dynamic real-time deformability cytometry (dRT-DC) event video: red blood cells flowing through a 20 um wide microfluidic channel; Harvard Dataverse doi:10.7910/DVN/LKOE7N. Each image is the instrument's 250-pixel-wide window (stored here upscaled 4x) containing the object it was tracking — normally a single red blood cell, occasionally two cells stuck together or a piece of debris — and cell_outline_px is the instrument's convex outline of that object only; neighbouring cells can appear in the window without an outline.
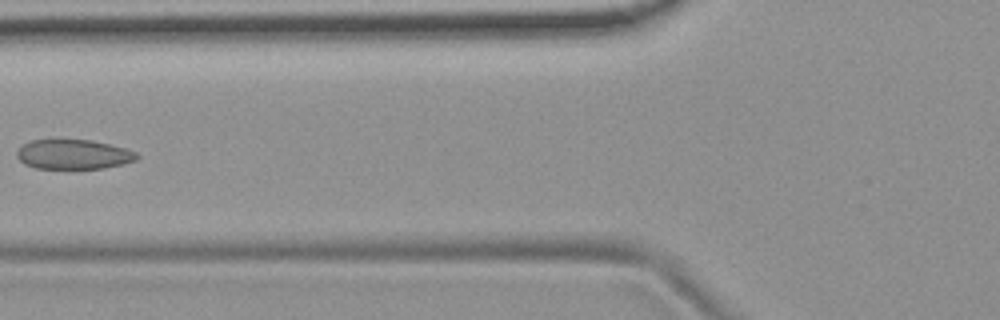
{"species": "common noctule bat (a hibernating species)", "species_latin": "Nyctalus noctula", "temperature_condition": "room temperature", "stored_images_in_passage": 6, "camera_frame_rate_fps": 3000, "um_per_image_px": 0.085, "animal": {"sex": "female", "body_mass_g": 19.9}, "frame": {"image": 1, "passage_image": 5, "time_ms": 5.667, "image_size_px": [1000, 320], "cell_outline_px": [[140, 156], [136, 160], [124, 164], [104, 168], [36, 168], [24, 164], [16, 156], [16, 152], [24, 144], [32, 140], [92, 140], [124, 148], [136, 152]], "centroid_in_image_um": [6.26, 13.12], "position_along_channel_um": 119.5, "area_um2": 20.58}}
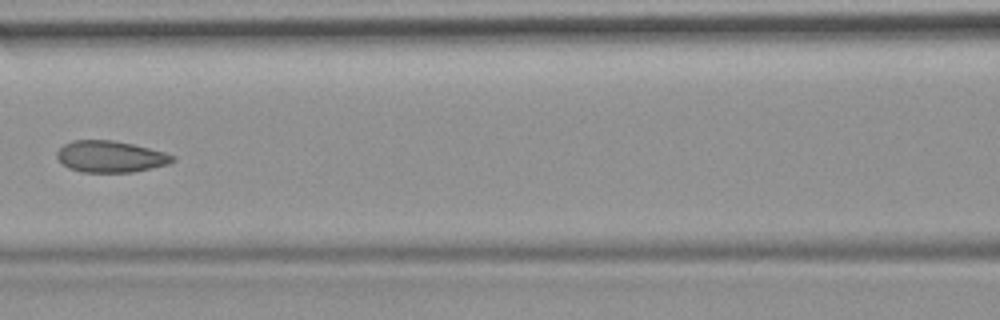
{"frame": {"image": 2, "passage_image": 6, "time_ms": 6.667, "image_size_px": [1000, 320], "cell_outline_px": [[176, 160], [168, 164], [132, 172], [80, 172], [68, 168], [56, 156], [56, 152], [64, 144], [72, 140], [112, 140], [132, 144], [164, 152], [176, 156]], "centroid_in_image_um": [9.38, 13.31], "position_along_channel_um": 157.2, "area_um2": 21.15}}